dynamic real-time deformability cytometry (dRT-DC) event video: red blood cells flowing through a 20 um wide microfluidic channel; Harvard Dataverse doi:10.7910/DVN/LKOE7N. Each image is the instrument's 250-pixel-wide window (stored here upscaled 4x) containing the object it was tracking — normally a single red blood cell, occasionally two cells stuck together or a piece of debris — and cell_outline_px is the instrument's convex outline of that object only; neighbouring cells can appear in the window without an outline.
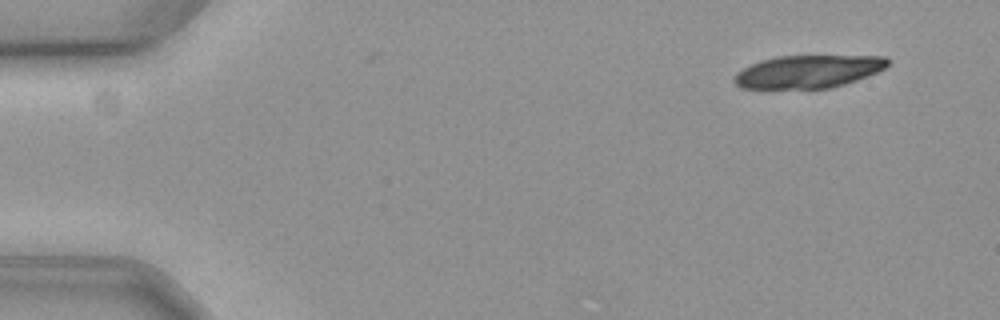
{"species": "common noctule bat (a hibernating species)", "species_latin": "Nyctalus noctula", "temperature_condition": "cold", "stored_images_in_passage": 18, "camera_frame_rate_fps": 3000, "um_per_image_px": 0.085, "animal": {"sex": "female", "body_mass_g": 19.3, "forearm_length_mm": 54.1}, "frame": {"image": 1, "passage_image": 3, "time_ms": 0.667, "image_size_px": [1000, 320], "cell_outline_px": [[888, 64], [884, 68], [876, 72], [856, 80], [832, 88], [740, 88], [732, 80], [732, 76], [736, 72], [760, 60], [776, 56], [888, 56]], "centroid_in_image_um": [68.65, 6.08], "position_along_channel_um": 16.3, "area_um2": 29.25}}